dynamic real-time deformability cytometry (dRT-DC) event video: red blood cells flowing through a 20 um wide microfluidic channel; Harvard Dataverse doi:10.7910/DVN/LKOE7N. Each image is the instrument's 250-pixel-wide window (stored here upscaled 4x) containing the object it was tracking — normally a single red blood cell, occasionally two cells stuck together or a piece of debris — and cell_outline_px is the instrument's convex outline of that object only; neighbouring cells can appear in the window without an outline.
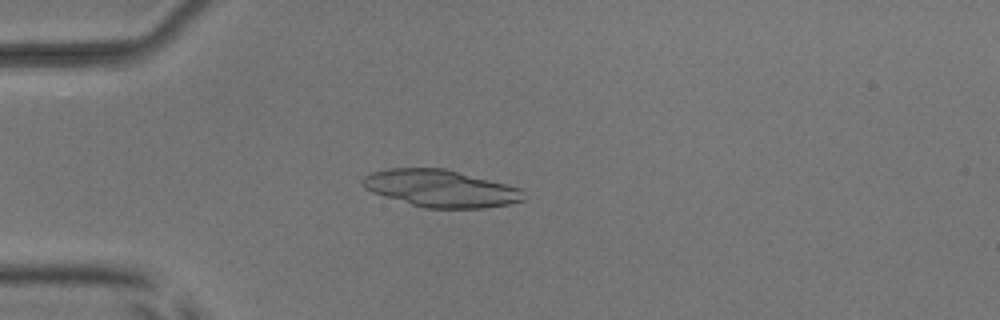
{"species": "common noctule bat (a hibernating species)", "species_latin": "Nyctalus noctula", "temperature_condition": "room temperature", "stored_images_in_passage": 41, "camera_frame_rate_fps": 3000, "um_per_image_px": 0.085, "animal": {"sex": "male", "body_mass_g": 17.9, "forearm_length_mm": 54.2}, "frame": {"image": 1, "passage_image": 10, "time_ms": 3.0, "image_size_px": [1000, 320], "cell_outline_px": [[524, 200], [508, 204], [484, 208], [424, 208], [384, 196], [372, 192], [364, 188], [360, 184], [360, 180], [364, 176], [372, 172], [388, 168], [444, 168], [520, 188], [524, 192]], "centroid_in_image_um": [37.41, 16.02], "position_along_channel_um": 47.6, "area_um2": 34.74}}
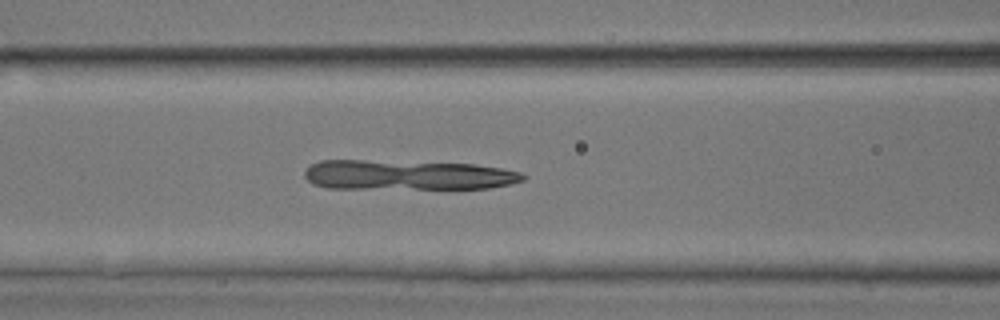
{"frame": {"image": 2, "passage_image": 18, "time_ms": 5.667, "image_size_px": [1000, 320], "cell_outline_px": [[528, 176], [524, 180], [512, 184], [488, 188], [328, 188], [312, 184], [304, 176], [304, 172], [312, 164], [320, 160], [364, 160], [476, 164], [500, 168], [520, 172]], "centroid_in_image_um": [34.65, 14.87], "position_along_channel_um": 132.0, "area_um2": 37.97}}